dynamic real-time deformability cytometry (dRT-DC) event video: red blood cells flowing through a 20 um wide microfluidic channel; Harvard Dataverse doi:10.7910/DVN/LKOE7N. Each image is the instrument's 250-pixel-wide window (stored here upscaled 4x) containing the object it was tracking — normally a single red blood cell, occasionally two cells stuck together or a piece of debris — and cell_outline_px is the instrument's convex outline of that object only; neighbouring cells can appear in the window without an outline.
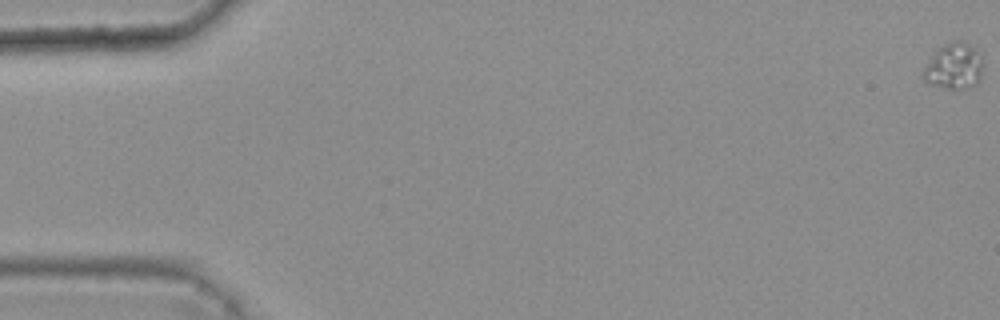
{"species": "common noctule bat (a hibernating species)", "species_latin": "Nyctalus noctula", "temperature_condition": "warm", "stored_images_in_passage": 6, "camera_frame_rate_fps": 3000, "um_per_image_px": 0.085, "animal": {"sex": "female", "body_mass_g": 25.1}, "frame": {"image": 1, "passage_image": 1, "time_ms": 0.0, "image_size_px": [1000, 320], "cell_outline_px": [[980, 80], [976, 84], [956, 88], [948, 88], [928, 84], [920, 76], [924, 68], [936, 48], [944, 44], [956, 40], [964, 40], [980, 56]], "centroid_in_image_um": [81.0, 5.61], "position_along_channel_um": 4.0, "area_um2": 15.66}}
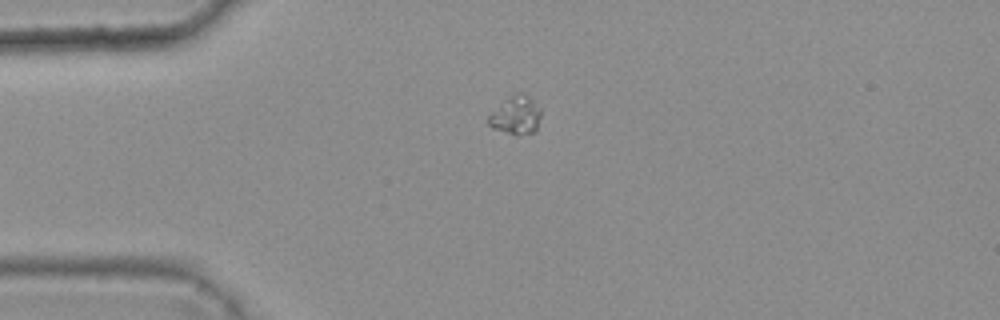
{"frame": {"image": 2, "passage_image": 5, "time_ms": 1.333, "image_size_px": [1000, 320], "cell_outline_px": [[540, 116], [536, 128], [532, 132], [516, 136], [492, 128], [488, 124], [488, 116], [508, 96], [516, 92], [524, 92], [540, 108]], "centroid_in_image_um": [43.83, 9.79], "position_along_channel_um": 41.2, "area_um2": 11.68}}